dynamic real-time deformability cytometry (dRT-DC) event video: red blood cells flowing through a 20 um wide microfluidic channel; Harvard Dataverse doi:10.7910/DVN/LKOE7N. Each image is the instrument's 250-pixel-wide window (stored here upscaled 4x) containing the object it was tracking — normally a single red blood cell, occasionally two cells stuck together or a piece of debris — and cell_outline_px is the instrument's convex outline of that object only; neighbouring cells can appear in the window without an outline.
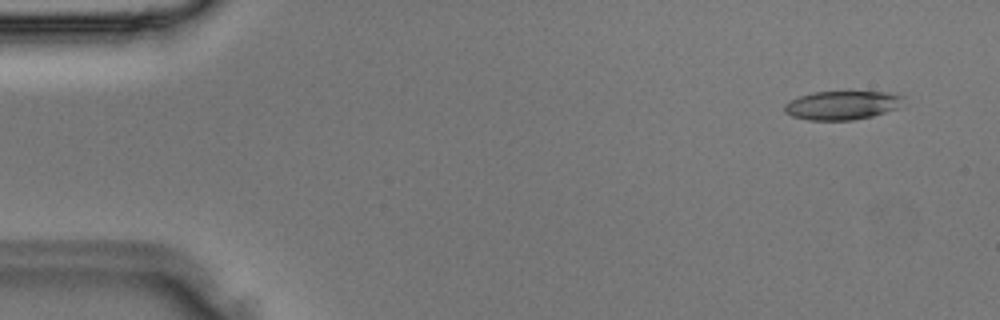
{"species": "Egyptian fruit bat (a non-hibernating species)", "species_latin": "Rousettus aegyptiacus", "temperature_condition": "room temperature", "stored_images_in_passage": 4, "camera_frame_rate_fps": 3000, "um_per_image_px": 0.085, "animal": {"sex": "male"}, "frame": {"image": 1, "passage_image": 4, "time_ms": 1.0, "image_size_px": [1000, 320], "cell_outline_px": [[904, 96], [900, 108], [872, 116], [852, 120], [808, 120], [792, 116], [784, 112], [784, 104], [800, 96], [812, 92], [884, 92]], "centroid_in_image_um": [71.58, 8.95], "position_along_channel_um": 13.4, "area_um2": 19.88}}